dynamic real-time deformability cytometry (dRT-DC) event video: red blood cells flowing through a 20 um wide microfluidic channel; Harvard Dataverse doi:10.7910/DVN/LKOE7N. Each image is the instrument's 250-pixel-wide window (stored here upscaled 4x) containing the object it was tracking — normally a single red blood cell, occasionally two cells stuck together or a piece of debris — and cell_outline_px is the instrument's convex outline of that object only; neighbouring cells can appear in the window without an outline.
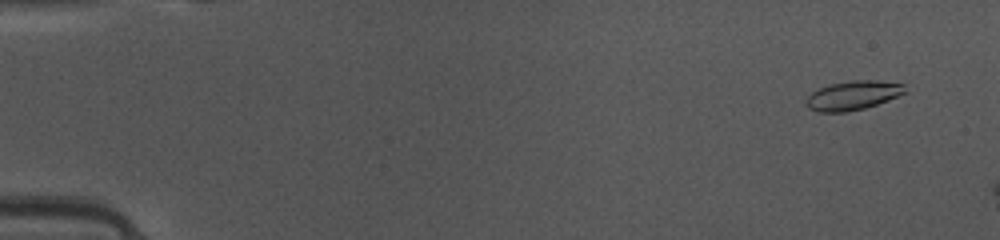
{"species": "common noctule bat (a hibernating species)", "species_latin": "Nyctalus noctula", "temperature_condition": "warm", "stored_images_in_passage": 9, "camera_frame_rate_fps": 3000, "um_per_image_px": 0.085, "animal": {"sex": "female", "body_mass_g": 10.0, "forearm_length_mm": 53.1}, "frame": {"image": 1, "passage_image": 4, "time_ms": 1.0, "image_size_px": [1000, 240], "cell_outline_px": [[904, 92], [888, 100], [864, 108], [848, 112], [820, 112], [808, 108], [804, 104], [804, 100], [812, 92], [828, 84], [852, 80], [880, 80], [904, 84]], "centroid_in_image_um": [72.44, 8.11], "position_along_channel_um": 12.6, "area_um2": 16.76}}